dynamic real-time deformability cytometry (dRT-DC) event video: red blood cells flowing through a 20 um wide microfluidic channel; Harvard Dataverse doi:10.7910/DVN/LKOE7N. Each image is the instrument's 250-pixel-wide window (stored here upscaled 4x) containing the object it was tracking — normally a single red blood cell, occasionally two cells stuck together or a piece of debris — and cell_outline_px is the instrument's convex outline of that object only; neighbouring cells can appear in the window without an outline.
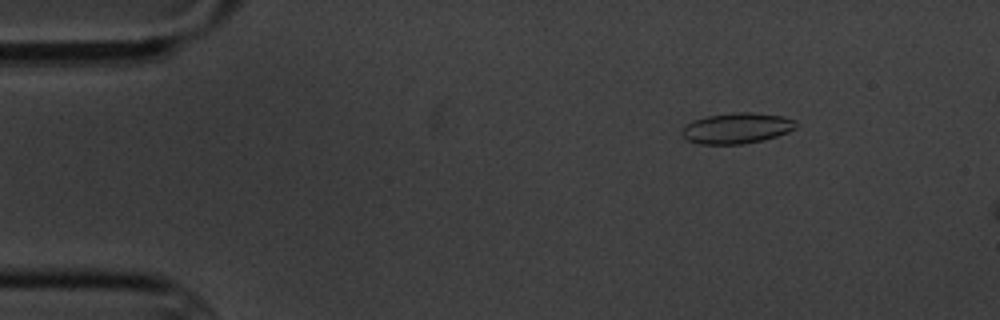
{"species": "common noctule bat (a hibernating species)", "species_latin": "Nyctalus noctula", "temperature_condition": "cold", "stored_images_in_passage": 6, "segment_of_instrument_passage": [2, 2], "camera_frame_rate_fps": 3000, "um_per_image_px": 0.085, "animal": {"sex": "male", "body_mass_g": 20.1, "forearm_length_mm": 53.5}, "frame": {"image": 1, "passage_image": 6, "time_ms": 7.0, "image_size_px": [1000, 320], "cell_outline_px": [[796, 128], [788, 132], [764, 140], [740, 144], [700, 144], [688, 140], [680, 132], [684, 124], [692, 120], [708, 116], [732, 112], [752, 112], [784, 116], [796, 120]], "centroid_in_image_um": [62.62, 10.88], "position_along_channel_um": 22.4, "area_um2": 20.58}}